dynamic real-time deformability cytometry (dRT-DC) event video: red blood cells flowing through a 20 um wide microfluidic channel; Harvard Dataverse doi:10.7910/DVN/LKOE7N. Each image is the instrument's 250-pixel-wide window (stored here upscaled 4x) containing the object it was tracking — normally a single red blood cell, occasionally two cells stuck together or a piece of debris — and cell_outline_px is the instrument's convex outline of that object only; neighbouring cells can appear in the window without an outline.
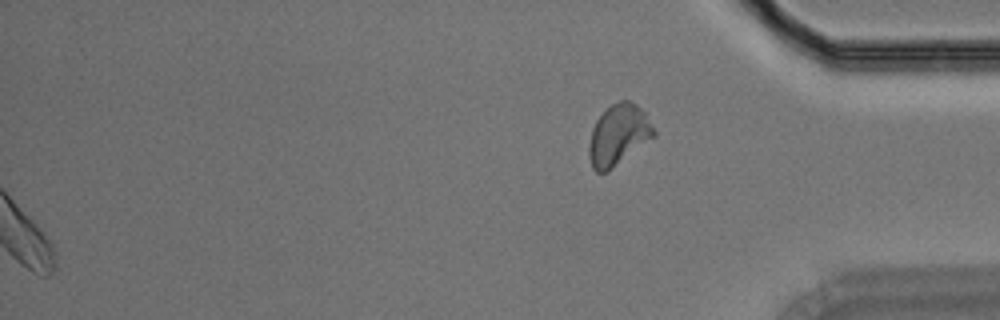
{"species": "Egyptian fruit bat (a non-hibernating species)", "species_latin": "Rousettus aegyptiacus", "temperature_condition": "room temperature", "stored_images_in_passage": 42, "segment_of_instrument_passage": [2, 2], "camera_frame_rate_fps": 3000, "um_per_image_px": 0.085, "animal": {"sex": "male"}, "frame": {"image": 1, "passage_image": 42, "time_ms": 13.667, "image_size_px": [1000, 320], "cell_outline_px": [[656, 136], [608, 172], [596, 172], [592, 168], [588, 156], [588, 148], [592, 128], [596, 120], [612, 104], [620, 100], [628, 100], [636, 104], [644, 112], [656, 132]], "centroid_in_image_um": [52.56, 11.5], "position_along_channel_um": 382.6, "area_um2": 23.0}}